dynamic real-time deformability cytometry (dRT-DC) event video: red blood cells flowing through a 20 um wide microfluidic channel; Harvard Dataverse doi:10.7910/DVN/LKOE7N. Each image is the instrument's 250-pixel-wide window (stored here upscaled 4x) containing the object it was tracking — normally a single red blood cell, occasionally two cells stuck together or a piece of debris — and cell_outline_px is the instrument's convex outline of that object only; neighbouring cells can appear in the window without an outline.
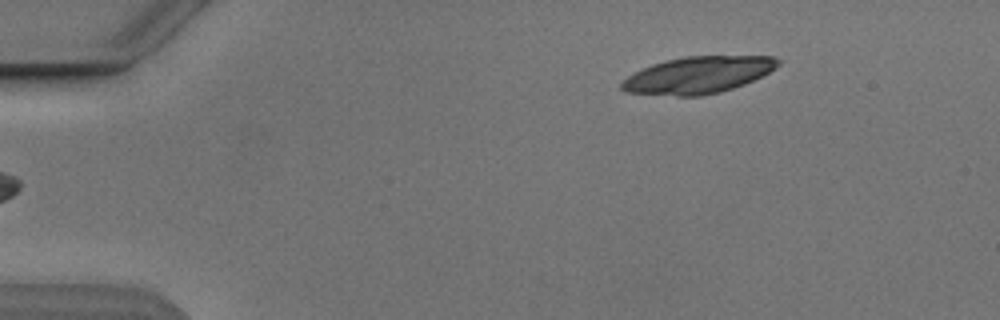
{"species": "Egyptian fruit bat (a non-hibernating species)", "species_latin": "Rousettus aegyptiacus", "temperature_condition": "cold", "stored_images_in_passage": 4, "camera_frame_rate_fps": 3000, "um_per_image_px": 0.085, "animal": {"sex": "male"}, "frame": {"image": 1, "passage_image": 4, "time_ms": 4.333, "image_size_px": [1000, 320], "cell_outline_px": [[780, 64], [768, 72], [744, 84], [732, 88], [700, 96], [676, 96], [624, 92], [620, 88], [620, 84], [628, 76], [652, 64], [664, 60], [684, 56], [772, 56], [780, 60]], "centroid_in_image_um": [59.3, 6.37], "position_along_channel_um": 25.7, "area_um2": 33.23}}